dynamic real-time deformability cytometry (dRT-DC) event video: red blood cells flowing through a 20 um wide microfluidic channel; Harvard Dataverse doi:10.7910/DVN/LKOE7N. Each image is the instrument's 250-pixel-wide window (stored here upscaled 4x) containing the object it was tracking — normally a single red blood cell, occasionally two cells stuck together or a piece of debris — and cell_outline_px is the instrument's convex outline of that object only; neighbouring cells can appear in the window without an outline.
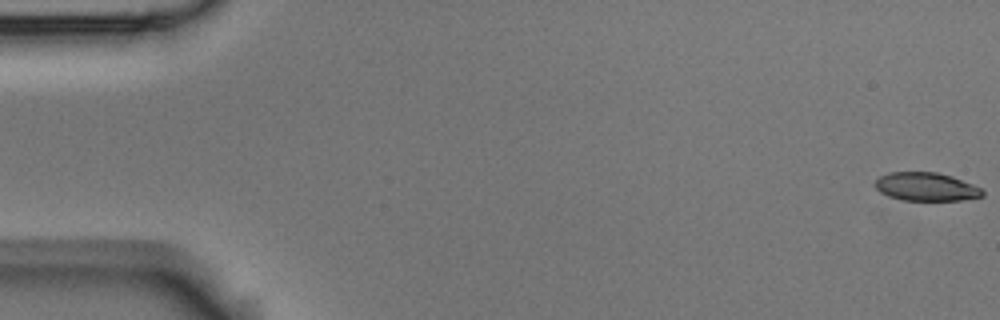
{"species": "Egyptian fruit bat (a non-hibernating species)", "species_latin": "Rousettus aegyptiacus", "temperature_condition": "room temperature", "stored_images_in_passage": 5, "camera_frame_rate_fps": 3000, "um_per_image_px": 0.085, "animal": {"sex": "male"}, "frame": {"image": 1, "passage_image": 1, "time_ms": 0.0, "image_size_px": [1000, 320], "cell_outline_px": [[984, 196], [964, 200], [904, 200], [888, 196], [880, 192], [872, 184], [880, 176], [888, 172], [936, 172], [952, 176], [972, 184], [980, 188], [984, 192]], "centroid_in_image_um": [78.7, 15.87], "position_along_channel_um": 6.3, "area_um2": 17.8}}